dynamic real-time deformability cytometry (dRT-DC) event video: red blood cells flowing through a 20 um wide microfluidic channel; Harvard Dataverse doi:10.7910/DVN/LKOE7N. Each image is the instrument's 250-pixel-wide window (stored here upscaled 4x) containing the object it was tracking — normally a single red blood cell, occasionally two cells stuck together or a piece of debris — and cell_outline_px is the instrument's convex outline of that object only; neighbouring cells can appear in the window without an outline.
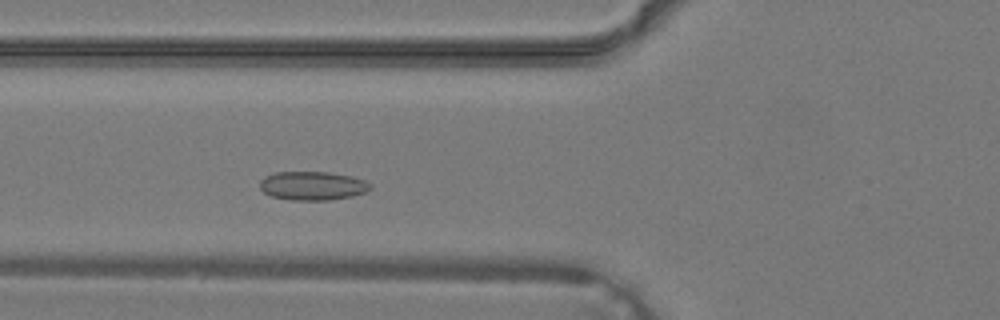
{"species": "common noctule bat (a hibernating species)", "species_latin": "Nyctalus noctula", "temperature_condition": "warm", "stored_images_in_passage": 32, "camera_frame_rate_fps": 3000, "um_per_image_px": 0.085, "animal": {"sex": "male", "body_mass_g": 19.2, "forearm_length_mm": 51.8}, "frame": {"image": 1, "passage_image": 8, "time_ms": 2.333, "image_size_px": [1000, 320], "cell_outline_px": [[372, 188], [364, 192], [352, 196], [328, 200], [292, 200], [272, 196], [264, 192], [260, 188], [260, 180], [264, 176], [276, 172], [328, 172], [352, 176], [364, 180], [372, 184]], "centroid_in_image_um": [26.57, 15.78], "position_along_channel_um": 99.2, "area_um2": 18.5}}
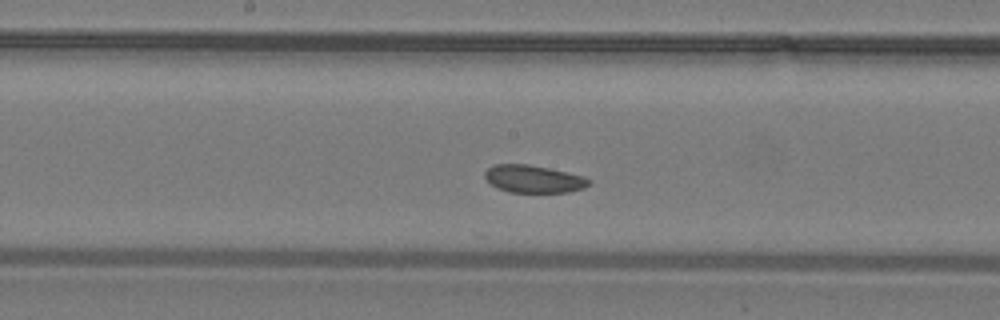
{"frame": {"image": 2, "passage_image": 14, "time_ms": 4.333, "image_size_px": [1000, 320], "cell_outline_px": [[592, 180], [584, 188], [568, 192], [508, 192], [496, 188], [484, 176], [484, 172], [492, 164], [528, 164], [548, 168], [584, 176]], "centroid_in_image_um": [45.33, 15.21], "position_along_channel_um": 202.9, "area_um2": 16.7}}
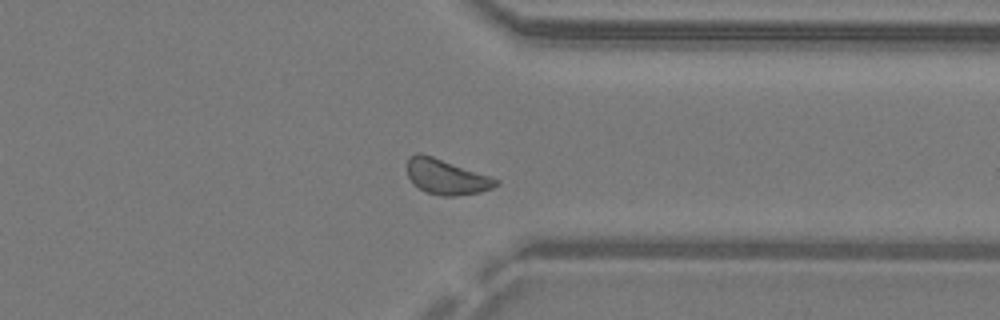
{"frame": {"image": 3, "passage_image": 24, "time_ms": 7.667, "image_size_px": [1000, 320], "cell_outline_px": [[500, 184], [492, 188], [480, 192], [456, 196], [440, 196], [428, 192], [412, 184], [408, 176], [408, 156], [416, 152], [420, 152], [432, 156], [500, 180]], "centroid_in_image_um": [37.92, 15.03], "position_along_channel_um": 373.5, "area_um2": 18.09}}